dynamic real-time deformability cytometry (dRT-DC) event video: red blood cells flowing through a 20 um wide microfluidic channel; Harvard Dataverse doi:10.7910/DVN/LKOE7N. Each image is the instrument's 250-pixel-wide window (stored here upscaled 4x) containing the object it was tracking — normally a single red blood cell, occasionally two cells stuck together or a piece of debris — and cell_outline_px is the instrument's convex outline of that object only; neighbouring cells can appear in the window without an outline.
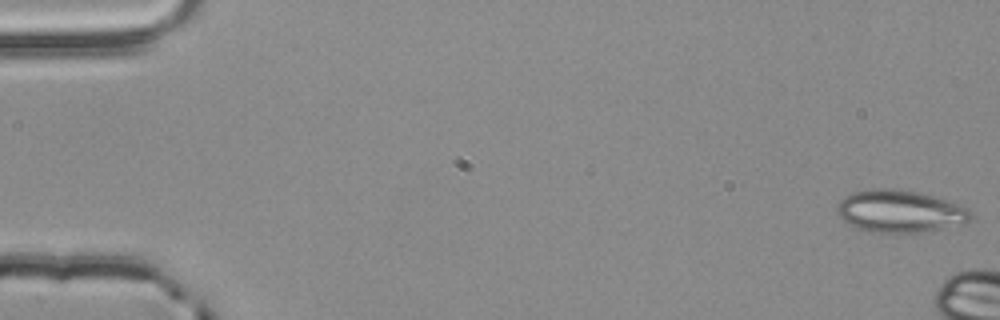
{"species": "common noctule bat (a hibernating species)", "species_latin": "Nyctalus noctula", "temperature_condition": "room temperature", "stored_images_in_passage": 4, "camera_frame_rate_fps": 3000, "um_per_image_px": 0.085, "animal": {"sex": "male", "body_mass_g": 20.4}, "frame": {"image": 1, "passage_image": 1, "time_ms": 0.0, "image_size_px": [1000, 320], "cell_outline_px": [[972, 216], [964, 224], [920, 232], [868, 232], [848, 224], [836, 212], [836, 208], [840, 200], [844, 196], [852, 192], [872, 188], [896, 188], [916, 192], [948, 200], [968, 208], [972, 212]], "centroid_in_image_um": [76.47, 17.95], "position_along_channel_um": 8.5, "area_um2": 33.0}}